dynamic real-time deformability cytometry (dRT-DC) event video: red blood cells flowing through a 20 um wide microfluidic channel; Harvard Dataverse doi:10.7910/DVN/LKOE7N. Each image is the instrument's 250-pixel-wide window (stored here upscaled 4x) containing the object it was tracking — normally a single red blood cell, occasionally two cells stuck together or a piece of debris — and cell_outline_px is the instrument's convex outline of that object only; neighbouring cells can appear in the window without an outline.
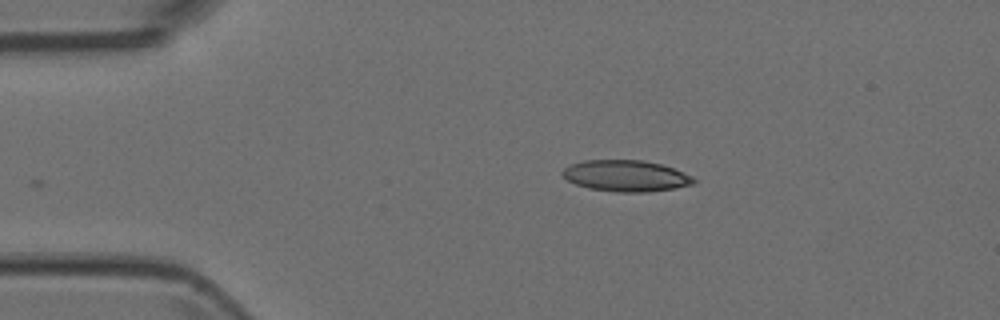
{"species": "Egyptian fruit bat (a non-hibernating species)", "species_latin": "Rousettus aegyptiacus", "temperature_condition": "room temperature", "stored_images_in_passage": 2, "camera_frame_rate_fps": 3000, "um_per_image_px": 0.085, "animal": {"sex": "female"}, "frame": {"image": 1, "passage_image": 2, "time_ms": 0.333, "image_size_px": [1000, 320], "cell_outline_px": [[696, 180], [692, 184], [676, 188], [648, 192], [616, 192], [588, 188], [576, 184], [568, 180], [560, 172], [568, 164], [584, 160], [644, 160], [660, 164], [672, 168], [692, 176]], "centroid_in_image_um": [53.17, 14.94], "position_along_channel_um": 31.8, "area_um2": 23.93}}